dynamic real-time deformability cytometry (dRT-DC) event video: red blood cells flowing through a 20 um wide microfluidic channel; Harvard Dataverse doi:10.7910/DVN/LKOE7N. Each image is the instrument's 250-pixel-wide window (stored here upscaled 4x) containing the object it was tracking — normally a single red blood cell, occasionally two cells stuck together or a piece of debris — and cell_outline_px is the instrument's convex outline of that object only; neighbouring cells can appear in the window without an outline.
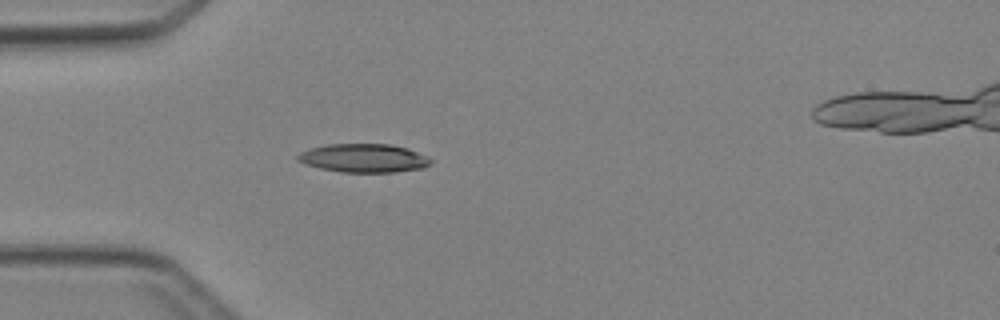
{"species": "Egyptian fruit bat (a non-hibernating species)", "species_latin": "Rousettus aegyptiacus", "temperature_condition": "cold", "stored_images_in_passage": 33, "camera_frame_rate_fps": 3000, "um_per_image_px": 0.085, "animal": {"sex": "female"}, "frame": {"image": 1, "passage_image": 7, "time_ms": 2.0, "image_size_px": [1000, 320], "cell_outline_px": [[432, 160], [424, 168], [396, 172], [340, 172], [320, 168], [304, 164], [296, 160], [296, 156], [300, 152], [312, 148], [328, 144], [388, 144], [408, 148]], "centroid_in_image_um": [30.87, 13.44], "position_along_channel_um": 54.1, "area_um2": 22.02}}
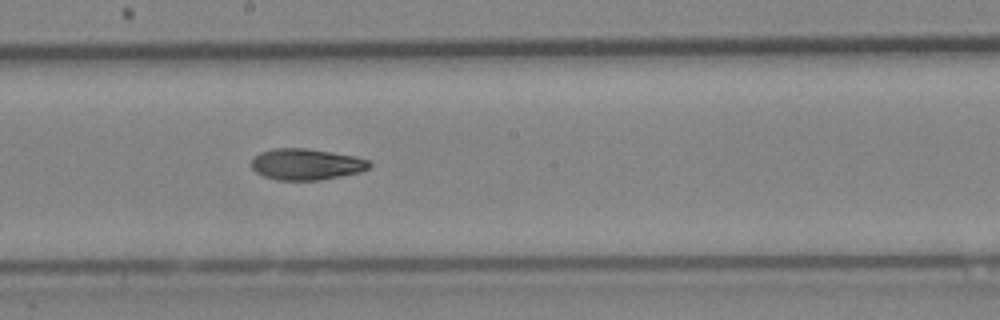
{"frame": {"image": 2, "passage_image": 19, "time_ms": 6.0, "image_size_px": [1000, 320], "cell_outline_px": [[372, 164], [368, 168], [360, 172], [320, 180], [276, 180], [264, 176], [256, 172], [252, 168], [252, 160], [260, 152], [272, 148], [308, 148], [356, 156], [372, 160]], "centroid_in_image_um": [26.06, 13.95], "position_along_channel_um": 222.1, "area_um2": 21.62}}
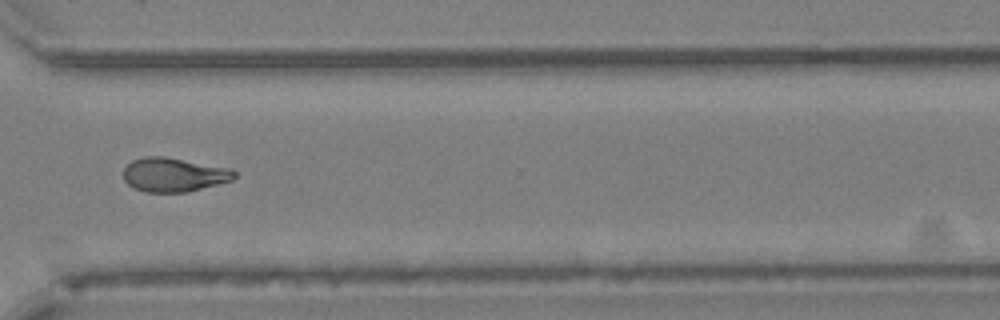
{"frame": {"image": 3, "passage_image": 28, "time_ms": 9.0, "image_size_px": [1000, 320], "cell_outline_px": [[236, 176], [232, 180], [188, 192], [144, 192], [132, 188], [124, 180], [124, 168], [132, 160], [144, 156], [164, 156], [232, 168], [236, 172]], "centroid_in_image_um": [14.77, 14.85], "position_along_channel_um": 355.8, "area_um2": 22.2}}